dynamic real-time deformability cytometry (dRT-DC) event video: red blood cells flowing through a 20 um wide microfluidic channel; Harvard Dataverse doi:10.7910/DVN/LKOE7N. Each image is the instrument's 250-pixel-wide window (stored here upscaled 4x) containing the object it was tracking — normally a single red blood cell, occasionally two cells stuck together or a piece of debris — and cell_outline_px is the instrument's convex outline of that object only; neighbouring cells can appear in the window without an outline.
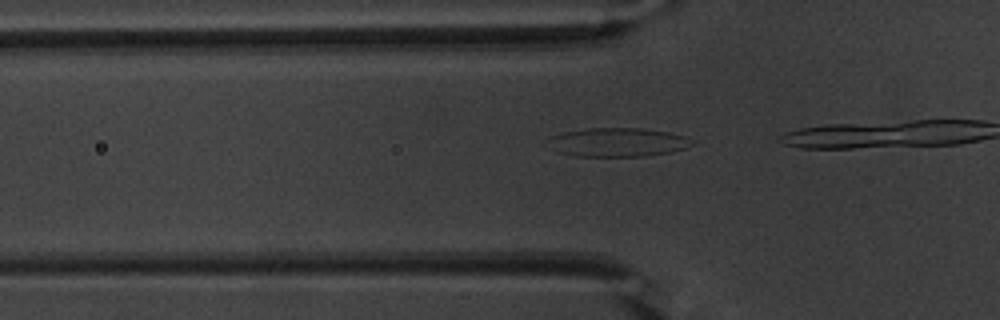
{"species": "common noctule bat (a hibernating species)", "species_latin": "Nyctalus noctula", "temperature_condition": "warm", "stored_images_in_passage": 8, "camera_frame_rate_fps": 3000, "um_per_image_px": 0.085, "animal": {"sex": "male", "body_mass_g": 20.1, "forearm_length_mm": 53.5}, "frame": {"image": 1, "passage_image": 6, "time_ms": 1.667, "image_size_px": [1000, 320], "cell_outline_px": [[692, 144], [688, 148], [672, 152], [644, 156], [576, 156], [556, 152], [552, 136], [564, 132], [588, 128], [640, 128], [668, 132], [684, 136], [692, 140]], "centroid_in_image_um": [52.6, 12.09], "position_along_channel_um": 73.2, "area_um2": 23.76}}